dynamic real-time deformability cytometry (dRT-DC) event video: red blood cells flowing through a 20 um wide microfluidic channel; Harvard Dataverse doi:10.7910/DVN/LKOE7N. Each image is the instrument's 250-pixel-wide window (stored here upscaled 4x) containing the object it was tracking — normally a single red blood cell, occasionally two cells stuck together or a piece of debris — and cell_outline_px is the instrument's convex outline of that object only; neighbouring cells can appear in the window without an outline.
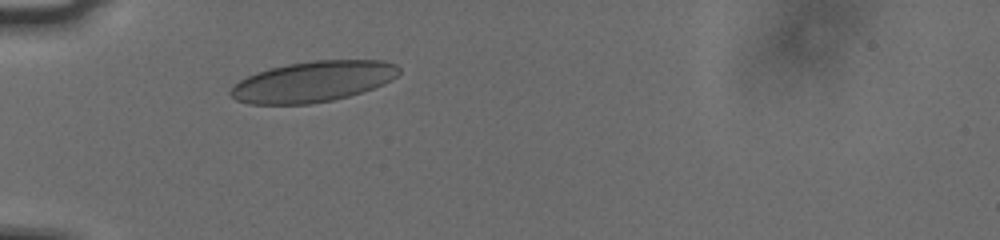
{"species": "human", "species_latin": "Homo sapiens", "temperature_condition": "cold", "stored_images_in_passage": 31, "camera_frame_rate_fps": 3000, "um_per_image_px": 0.085, "donor": {"sex": "male"}, "frame": {"image": 1, "passage_image": 1, "time_ms": 0.0, "image_size_px": [1000, 240], "cell_outline_px": [[400, 72], [396, 76], [384, 84], [348, 96], [332, 100], [308, 104], [248, 104], [236, 100], [228, 92], [240, 80], [256, 72], [268, 68], [288, 64], [316, 60], [384, 60], [396, 64], [400, 68]], "centroid_in_image_um": [26.6, 6.93], "position_along_channel_um": 58.4, "area_um2": 39.82}}
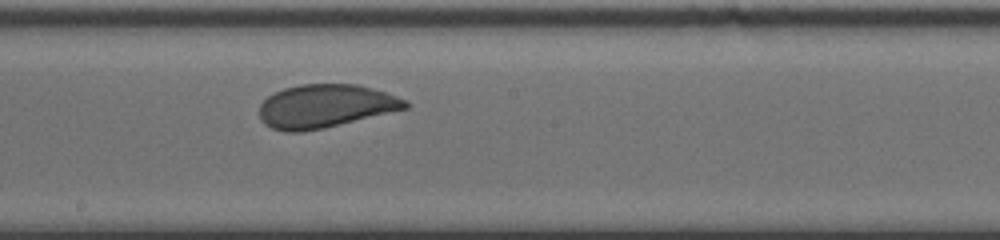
{"frame": {"image": 2, "passage_image": 15, "time_ms": 4.667, "image_size_px": [1000, 240], "cell_outline_px": [[408, 108], [324, 128], [300, 132], [284, 132], [272, 128], [264, 124], [260, 120], [260, 104], [268, 96], [284, 88], [300, 84], [356, 84], [372, 88], [408, 100]], "centroid_in_image_um": [27.63, 9.02], "position_along_channel_um": 220.6, "area_um2": 36.76}}
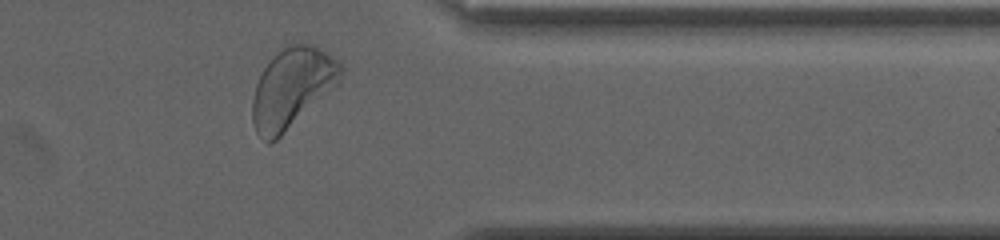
{"frame": {"image": 3, "passage_image": 29, "time_ms": 9.333, "image_size_px": [1000, 240], "cell_outline_px": [[344, 72], [340, 80], [336, 84], [276, 140], [268, 144], [256, 132], [252, 120], [252, 100], [256, 84], [264, 68], [288, 44], [312, 44], [320, 48], [344, 64]], "centroid_in_image_um": [24.83, 7.46], "position_along_channel_um": 386.6, "area_um2": 40.17}, "authors_computed_cell_mechanics": {"area_um2": 37.4544, "velocity_mm_per_s": 3.7296, "shape_relaxation_time_tau1_ms": 2.8596, "shape_relaxation_time_tau2_ms": null, "deformation_change_tau1": 0.1039, "deformation_change_tau2": null}}